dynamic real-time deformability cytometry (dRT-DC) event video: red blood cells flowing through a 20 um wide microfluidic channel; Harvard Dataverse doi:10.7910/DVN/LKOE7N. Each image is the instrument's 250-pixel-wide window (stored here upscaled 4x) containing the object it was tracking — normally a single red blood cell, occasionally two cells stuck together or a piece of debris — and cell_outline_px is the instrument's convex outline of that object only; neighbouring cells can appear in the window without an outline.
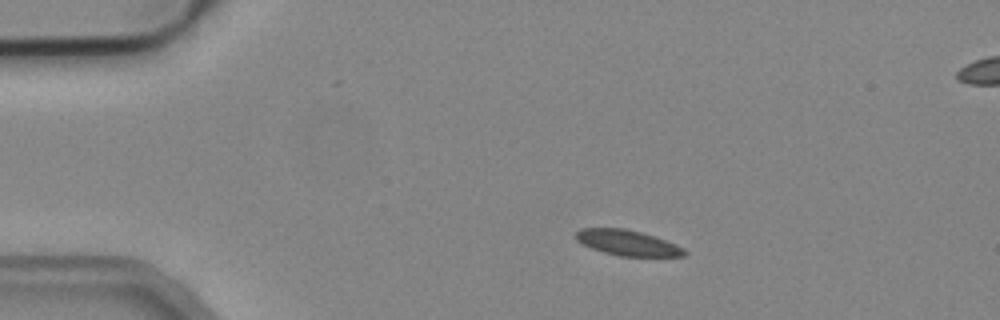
{"species": "common noctule bat (a hibernating species)", "species_latin": "Nyctalus noctula", "temperature_condition": "cold", "stored_images_in_passage": 53, "camera_frame_rate_fps": 3000, "um_per_image_px": 0.085, "animal": {"sex": "male", "body_mass_g": 19.2, "forearm_length_mm": 51.8}, "frame": {"image": 1, "passage_image": 9, "time_ms": 2.667, "image_size_px": [1000, 320], "cell_outline_px": [[688, 252], [684, 256], [620, 256], [604, 252], [592, 248], [576, 240], [576, 232], [580, 228], [624, 228], [656, 236], [676, 244], [684, 248]], "centroid_in_image_um": [53.37, 20.63], "position_along_channel_um": 31.6, "area_um2": 16.07}}
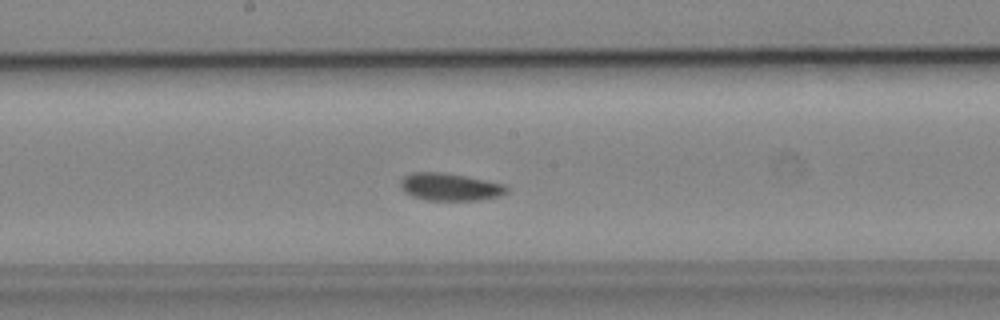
{"frame": {"image": 2, "passage_image": 27, "time_ms": 8.667, "image_size_px": [1000, 320], "cell_outline_px": [[508, 192], [500, 196], [476, 200], [424, 200], [412, 196], [404, 192], [400, 188], [400, 180], [404, 176], [412, 172], [440, 172], [464, 176], [504, 184], [508, 188]], "centroid_in_image_um": [38.2, 15.89], "position_along_channel_um": 210.0, "area_um2": 16.99}}
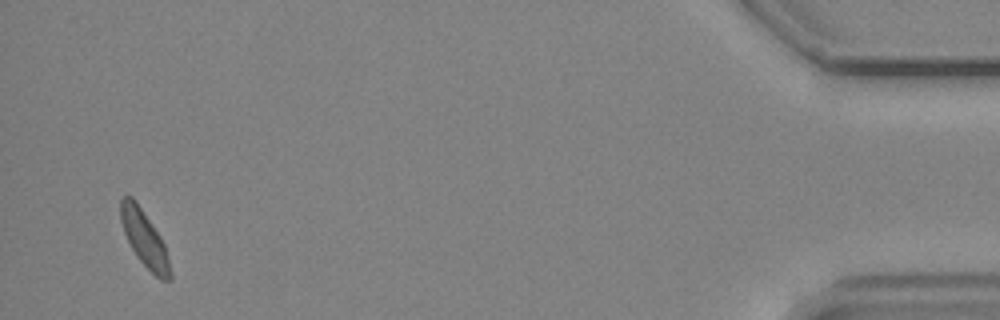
{"frame": {"image": 3, "passage_image": 50, "time_ms": 16.333, "image_size_px": [1000, 320], "cell_outline_px": [[172, 280], [160, 280], [136, 256], [124, 232], [120, 220], [120, 200], [124, 196], [132, 196], [160, 236], [164, 244], [168, 256], [172, 276]], "centroid_in_image_um": [12.28, 20.3], "position_along_channel_um": 422.9, "area_um2": 15.84}, "authors_computed_cell_mechanics": {"area_um2": 16.4152, "velocity_mm_per_s": 3.8687, "shape_relaxation_time_tau1_ms": 7.79, "shape_relaxation_time_tau2_ms": null, "deformation_change_tau1": 0.1061, "deformation_change_tau2": null}}